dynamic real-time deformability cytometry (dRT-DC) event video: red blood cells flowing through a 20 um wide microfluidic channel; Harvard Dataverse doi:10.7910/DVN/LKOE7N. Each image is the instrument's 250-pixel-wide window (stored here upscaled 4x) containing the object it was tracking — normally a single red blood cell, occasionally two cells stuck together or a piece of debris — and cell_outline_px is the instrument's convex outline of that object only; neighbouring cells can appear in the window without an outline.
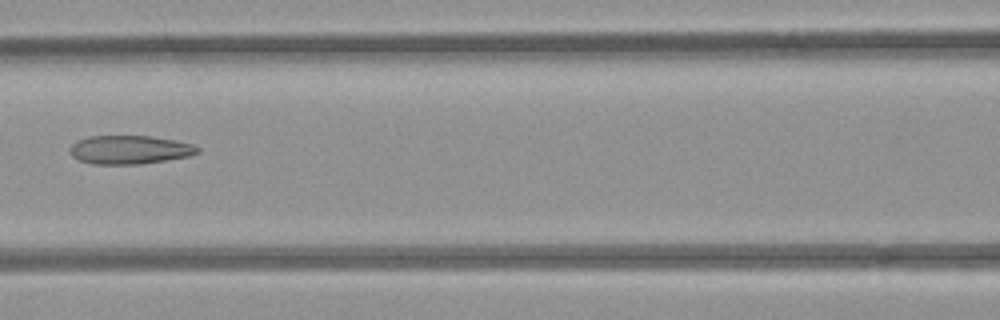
{"species": "common noctule bat (a hibernating species)", "species_latin": "Nyctalus noctula", "temperature_condition": "room temperature", "stored_images_in_passage": 3, "camera_frame_rate_fps": 3000, "um_per_image_px": 0.085, "animal": {"sex": "female", "body_mass_g": 21.9}, "frame": {"image": 1, "passage_image": 3, "time_ms": 2.333, "image_size_px": [1000, 320], "cell_outline_px": [[200, 152], [192, 156], [140, 164], [92, 164], [80, 160], [72, 156], [68, 152], [68, 148], [76, 140], [88, 136], [152, 136], [192, 144], [200, 148]], "centroid_in_image_um": [11.0, 12.73], "position_along_channel_um": 155.6, "area_um2": 21.44}}